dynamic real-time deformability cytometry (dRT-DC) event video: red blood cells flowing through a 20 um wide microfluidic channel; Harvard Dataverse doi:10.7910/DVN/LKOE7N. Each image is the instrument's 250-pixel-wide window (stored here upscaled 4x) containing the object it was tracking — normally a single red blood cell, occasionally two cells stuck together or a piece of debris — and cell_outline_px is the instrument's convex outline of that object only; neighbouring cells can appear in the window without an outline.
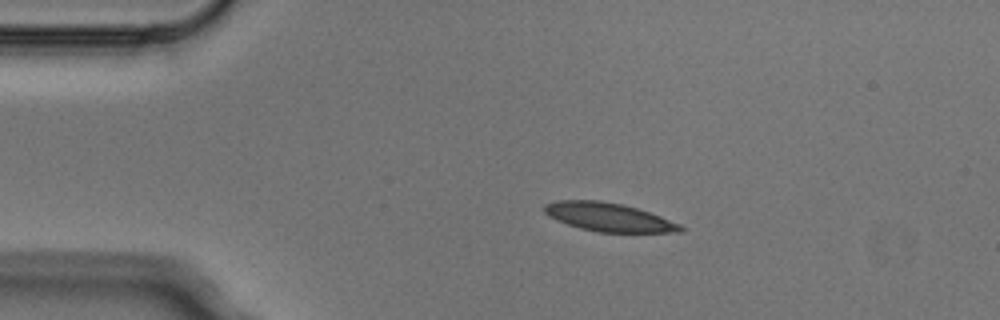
{"species": "Egyptian fruit bat (a non-hibernating species)", "species_latin": "Rousettus aegyptiacus", "temperature_condition": "cold", "stored_images_in_passage": 3, "camera_frame_rate_fps": 3000, "um_per_image_px": 0.085, "animal": {"sex": "male"}, "frame": {"image": 1, "passage_image": 2, "time_ms": 0.333, "image_size_px": [1000, 320], "cell_outline_px": [[684, 232], [600, 232], [580, 228], [556, 220], [548, 216], [544, 212], [544, 204], [556, 200], [600, 200], [620, 204], [636, 208], [660, 216], [680, 224], [684, 228]], "centroid_in_image_um": [51.71, 18.45], "position_along_channel_um": 33.3, "area_um2": 22.48}}